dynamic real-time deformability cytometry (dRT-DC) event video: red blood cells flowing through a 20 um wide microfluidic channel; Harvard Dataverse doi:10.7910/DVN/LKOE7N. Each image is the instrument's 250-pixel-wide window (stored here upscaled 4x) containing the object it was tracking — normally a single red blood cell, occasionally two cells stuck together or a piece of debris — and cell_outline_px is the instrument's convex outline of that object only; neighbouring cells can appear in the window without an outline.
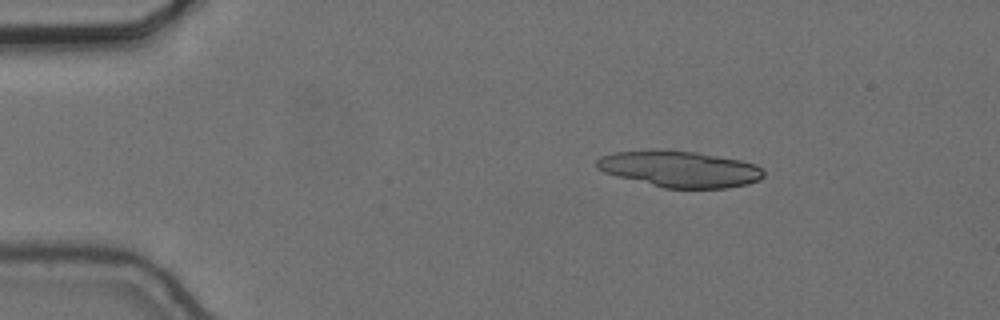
{"species": "common noctule bat (a hibernating species)", "species_latin": "Nyctalus noctula", "temperature_condition": "cold", "stored_images_in_passage": 28, "camera_frame_rate_fps": 3000, "um_per_image_px": 0.085, "animal": {"sex": "female", "body_mass_g": 24.6, "forearm_length_mm": 56.2}, "frame": {"image": 1, "passage_image": 3, "time_ms": 0.667, "image_size_px": [1000, 320], "cell_outline_px": [[764, 176], [760, 180], [748, 184], [728, 188], [664, 188], [616, 176], [604, 172], [596, 168], [596, 160], [600, 156], [612, 152], [692, 152], [740, 160], [756, 164], [764, 172]], "centroid_in_image_um": [57.8, 14.41], "position_along_channel_um": 27.2, "area_um2": 34.45}}
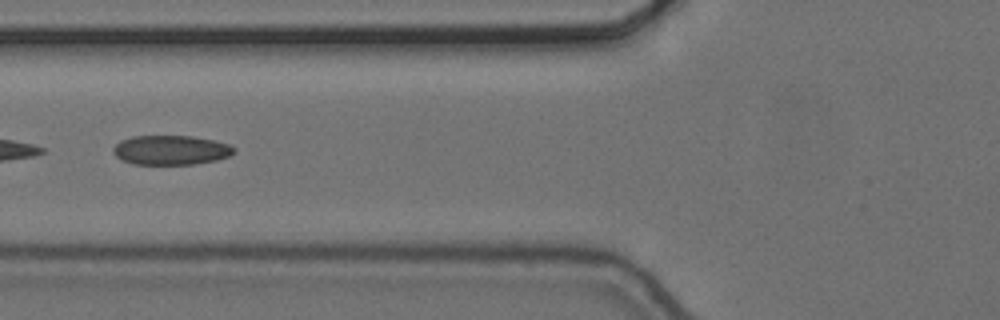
{"frame": {"image": 2, "passage_image": 16, "time_ms": 5.0, "image_size_px": [1000, 320], "cell_outline_px": [[236, 152], [228, 156], [216, 160], [192, 164], [132, 164], [120, 160], [112, 152], [112, 148], [120, 140], [132, 136], [192, 136], [212, 140], [228, 144], [236, 148]], "centroid_in_image_um": [14.49, 12.75], "position_along_channel_um": 111.3, "area_um2": 20.81}}
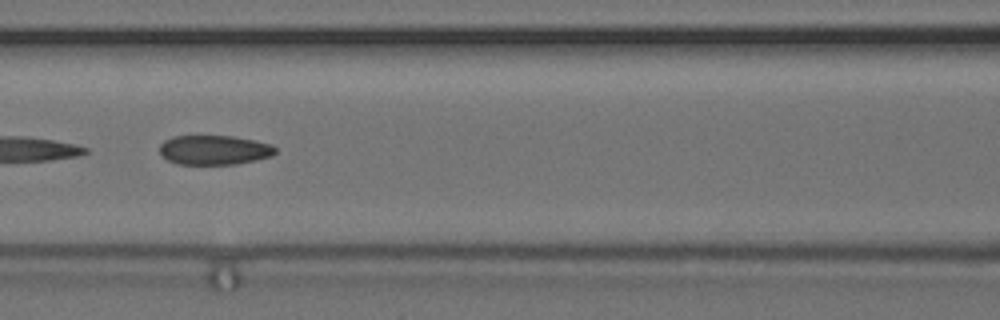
{"frame": {"image": 3, "passage_image": 19, "time_ms": 6.0, "image_size_px": [1000, 320], "cell_outline_px": [[276, 152], [272, 156], [256, 160], [236, 164], [176, 164], [168, 160], [160, 152], [160, 144], [164, 140], [172, 136], [232, 136], [272, 144], [276, 148]], "centroid_in_image_um": [18.21, 12.75], "position_along_channel_um": 148.4, "area_um2": 19.88}}